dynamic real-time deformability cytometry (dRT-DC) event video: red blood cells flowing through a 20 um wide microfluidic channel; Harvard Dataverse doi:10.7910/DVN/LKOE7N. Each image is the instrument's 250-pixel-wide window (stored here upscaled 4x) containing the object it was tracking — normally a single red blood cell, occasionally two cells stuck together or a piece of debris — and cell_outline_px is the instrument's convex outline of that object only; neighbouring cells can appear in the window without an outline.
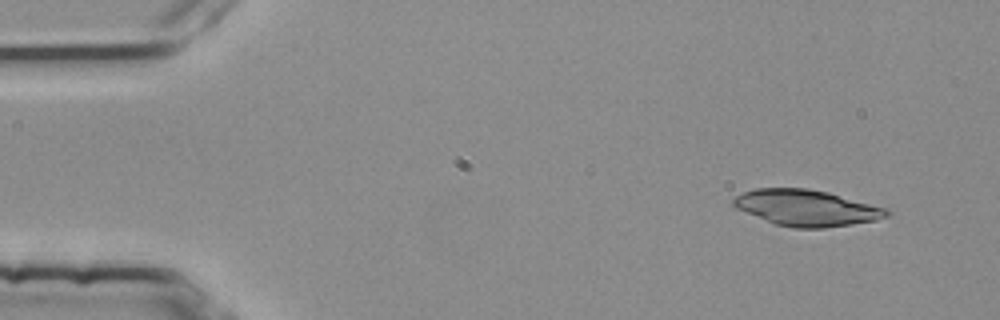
{"species": "common noctule bat (a hibernating species)", "species_latin": "Nyctalus noctula", "temperature_condition": "room temperature", "stored_images_in_passage": 49, "camera_frame_rate_fps": 3000, "um_per_image_px": 0.085, "animal": {"sex": "female", "body_mass_g": 25.1}, "frame": {"image": 1, "passage_image": 1, "time_ms": 0.0, "image_size_px": [1000, 320], "cell_outline_px": [[892, 212], [888, 216], [876, 220], [852, 224], [824, 228], [792, 228], [776, 224], [736, 208], [732, 204], [732, 200], [736, 196], [744, 192], [756, 188], [808, 188], [828, 192], [884, 208]], "centroid_in_image_um": [68.54, 17.67], "position_along_channel_um": 16.5, "area_um2": 31.96}}